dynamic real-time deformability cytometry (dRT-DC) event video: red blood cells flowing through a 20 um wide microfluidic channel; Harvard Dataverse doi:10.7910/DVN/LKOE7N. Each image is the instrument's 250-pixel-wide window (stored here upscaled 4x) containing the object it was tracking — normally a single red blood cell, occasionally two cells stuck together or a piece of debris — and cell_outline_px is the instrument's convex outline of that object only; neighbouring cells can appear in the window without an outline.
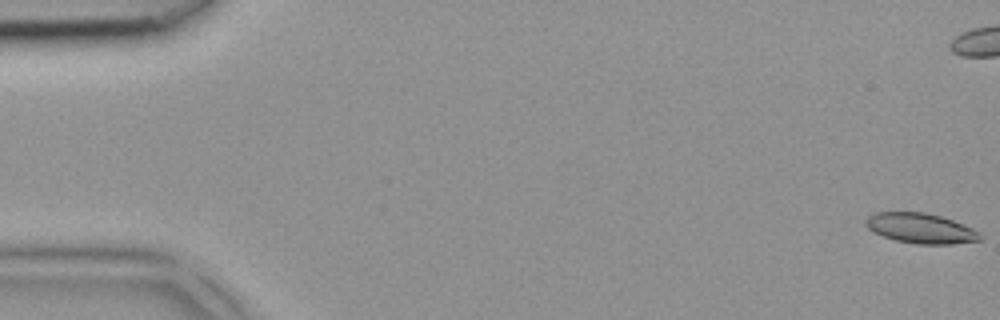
{"species": "common noctule bat (a hibernating species)", "species_latin": "Nyctalus noctula", "temperature_condition": "room temperature", "stored_images_in_passage": 5, "camera_frame_rate_fps": 3000, "um_per_image_px": 0.085, "animal": {"sex": "female", "body_mass_g": 18.4}, "frame": {"image": 1, "passage_image": 1, "time_ms": 0.0, "image_size_px": [1000, 320], "cell_outline_px": [[980, 240], [952, 244], [916, 244], [896, 240], [872, 232], [868, 228], [864, 220], [868, 216], [876, 212], [924, 212], [940, 216], [952, 220], [972, 228], [980, 232]], "centroid_in_image_um": [78.23, 19.4], "position_along_channel_um": 6.8, "area_um2": 19.94}}